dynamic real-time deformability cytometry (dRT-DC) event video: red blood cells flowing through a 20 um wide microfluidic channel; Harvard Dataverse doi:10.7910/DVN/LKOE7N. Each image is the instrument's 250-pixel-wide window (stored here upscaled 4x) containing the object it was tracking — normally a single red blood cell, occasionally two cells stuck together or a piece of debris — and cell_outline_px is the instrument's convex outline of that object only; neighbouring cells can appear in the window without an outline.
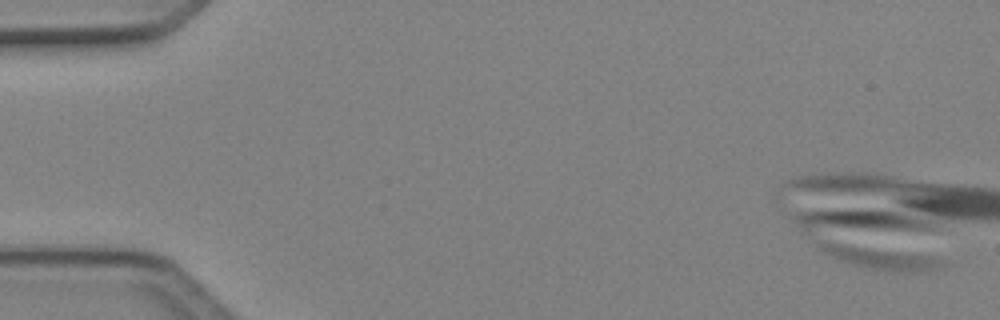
{"species": "Egyptian fruit bat (a non-hibernating species)", "species_latin": "Rousettus aegyptiacus", "temperature_condition": "cold", "stored_images_in_passage": 1, "camera_frame_rate_fps": 3000, "um_per_image_px": 0.085, "animal": {"sex": "female"}, "frame": {"image": 1, "passage_image": 1, "time_ms": 0.0, "image_size_px": [1000, 320], "cell_outline_px": [[944, 264], [940, 268], [920, 272], [896, 272], [872, 268], [856, 264], [832, 256], [824, 252], [820, 248], [820, 244], [832, 244], [920, 256], [936, 260]], "centroid_in_image_um": [74.95, 22.02], "position_along_channel_um": 10.1, "area_um2": 13.35}}